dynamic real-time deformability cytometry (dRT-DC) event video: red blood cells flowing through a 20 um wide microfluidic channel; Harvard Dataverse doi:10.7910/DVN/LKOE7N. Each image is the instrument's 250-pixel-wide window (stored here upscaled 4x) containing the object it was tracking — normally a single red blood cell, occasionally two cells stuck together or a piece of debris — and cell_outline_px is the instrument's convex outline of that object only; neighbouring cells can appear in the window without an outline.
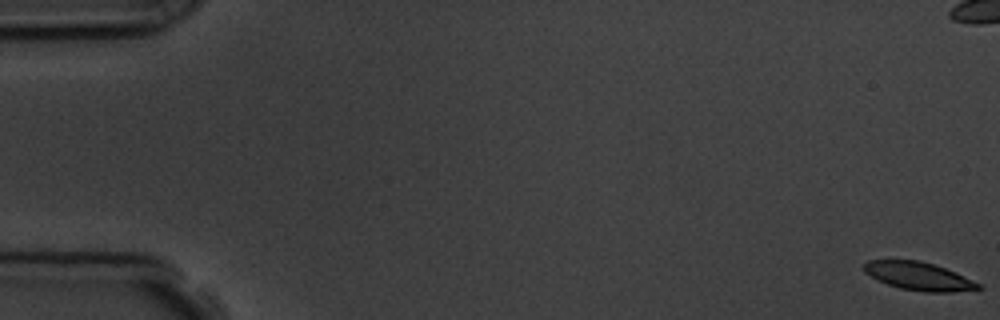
{"species": "common noctule bat (a hibernating species)", "species_latin": "Nyctalus noctula", "temperature_condition": "room temperature", "stored_images_in_passage": 12, "camera_frame_rate_fps": 3000, "um_per_image_px": 0.085, "animal": {"sex": "male", "body_mass_g": 19.5, "forearm_length_mm": 54.6}, "frame": {"image": 1, "passage_image": 1, "time_ms": 0.0, "image_size_px": [1000, 320], "cell_outline_px": [[984, 288], [952, 292], [924, 292], [900, 288], [888, 284], [864, 272], [864, 264], [868, 260], [920, 260], [956, 272], [980, 284]], "centroid_in_image_um": [78.11, 23.47], "position_along_channel_um": 6.9, "area_um2": 18.5}}